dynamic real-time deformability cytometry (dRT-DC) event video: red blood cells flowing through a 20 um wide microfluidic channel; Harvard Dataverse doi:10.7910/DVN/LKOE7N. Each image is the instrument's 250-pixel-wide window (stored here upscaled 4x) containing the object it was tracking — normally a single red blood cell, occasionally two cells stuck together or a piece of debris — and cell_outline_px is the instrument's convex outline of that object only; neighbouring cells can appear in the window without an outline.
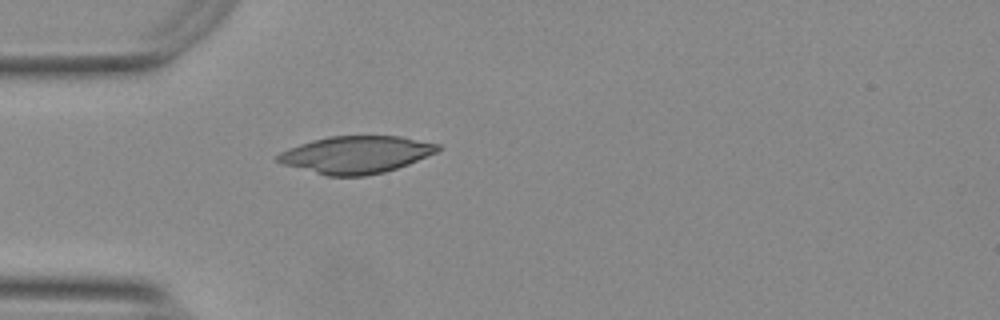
{"species": "Egyptian fruit bat (a non-hibernating species)", "species_latin": "Rousettus aegyptiacus", "temperature_condition": "warm", "stored_images_in_passage": 39, "camera_frame_rate_fps": 3000, "um_per_image_px": 0.085, "animal": {"sex": "female"}, "frame": {"image": 1, "passage_image": 1, "time_ms": 0.0, "image_size_px": [1000, 320], "cell_outline_px": [[444, 148], [436, 152], [408, 164], [384, 172], [364, 176], [328, 176], [284, 164], [276, 160], [276, 156], [280, 152], [288, 148], [312, 140], [328, 136], [400, 136], [440, 144]], "centroid_in_image_um": [30.29, 13.14], "position_along_channel_um": 54.7, "area_um2": 34.62}}
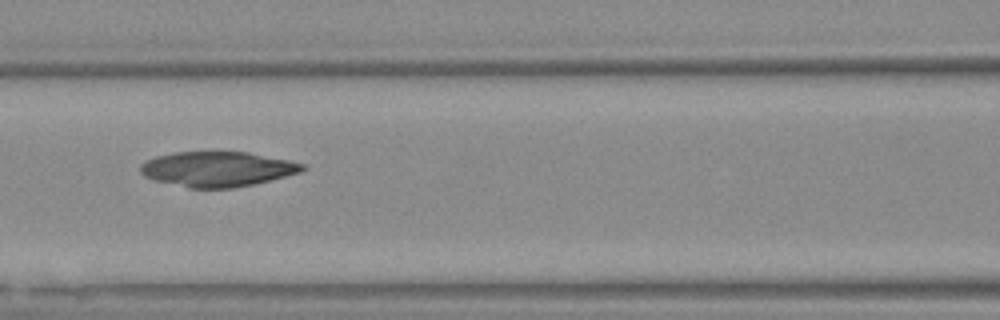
{"frame": {"image": 2, "passage_image": 9, "time_ms": 2.667, "image_size_px": [1000, 320], "cell_outline_px": [[308, 168], [300, 172], [252, 184], [232, 188], [192, 188], [156, 180], [144, 176], [140, 172], [140, 164], [144, 160], [156, 156], [172, 152], [248, 152], [288, 160], [304, 164]], "centroid_in_image_um": [18.45, 14.36], "position_along_channel_um": 148.2, "area_um2": 32.83}}
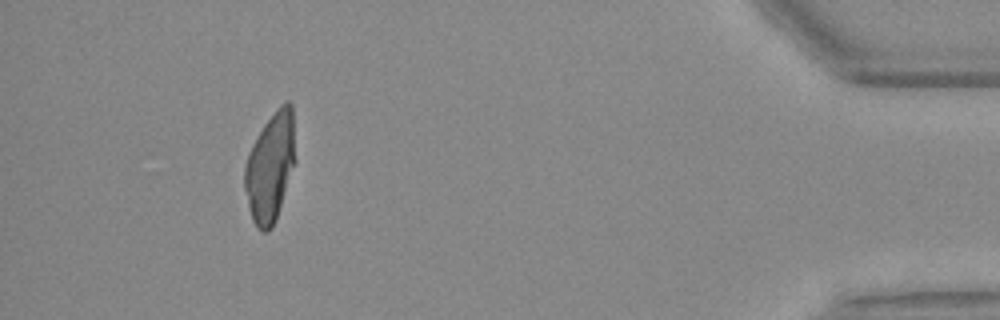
{"frame": {"image": 3, "passage_image": 35, "time_ms": 11.333, "image_size_px": [1000, 320], "cell_outline_px": [[296, 160], [276, 220], [272, 228], [268, 232], [264, 232], [256, 228], [252, 220], [244, 188], [244, 168], [248, 152], [252, 144], [264, 124], [280, 104], [284, 100], [288, 100], [292, 104]], "centroid_in_image_um": [22.98, 14.2], "position_along_channel_um": 412.2, "area_um2": 32.54}}